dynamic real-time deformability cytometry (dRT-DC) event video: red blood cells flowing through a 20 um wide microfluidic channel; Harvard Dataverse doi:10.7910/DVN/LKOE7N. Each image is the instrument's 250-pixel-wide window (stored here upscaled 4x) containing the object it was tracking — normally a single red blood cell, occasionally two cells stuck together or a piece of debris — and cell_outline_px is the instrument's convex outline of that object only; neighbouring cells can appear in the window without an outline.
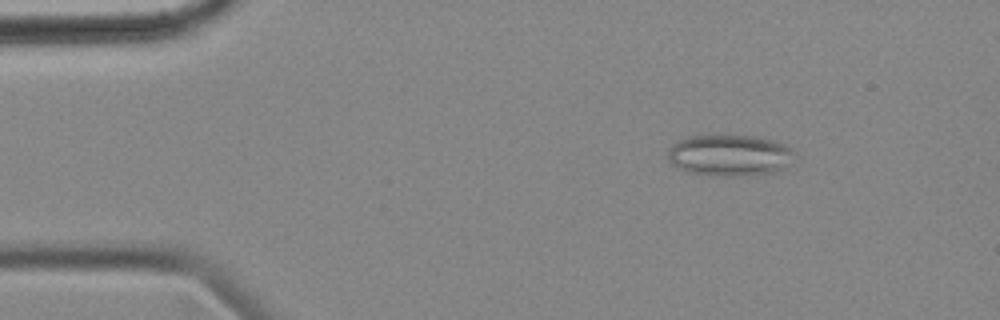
{"species": "common noctule bat (a hibernating species)", "species_latin": "Nyctalus noctula", "temperature_condition": "cold", "stored_images_in_passage": 51, "camera_frame_rate_fps": 3000, "um_per_image_px": 0.085, "animal": {"sex": "female", "body_mass_g": 18.4}, "frame": {"image": 1, "passage_image": 3, "time_ms": 0.667, "image_size_px": [1000, 320], "cell_outline_px": [[796, 152], [784, 168], [780, 172], [748, 176], [724, 176], [692, 172], [672, 164], [668, 160], [668, 152], [672, 144], [688, 136], [716, 132], [728, 132], [752, 136], [772, 140], [784, 144]], "centroid_in_image_um": [62.03, 13.15], "position_along_channel_um": 23.0, "area_um2": 31.39}}
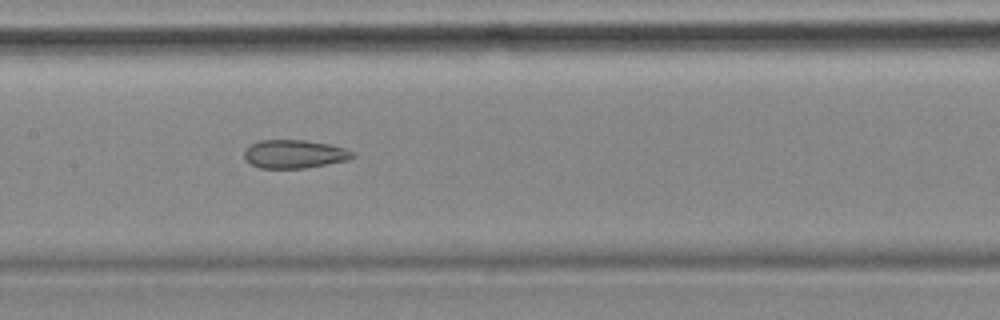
{"frame": {"image": 2, "passage_image": 22, "time_ms": 7.0, "image_size_px": [1000, 320], "cell_outline_px": [[356, 156], [348, 160], [304, 168], [260, 168], [252, 164], [244, 156], [244, 152], [252, 144], [260, 140], [304, 140], [328, 144], [344, 148], [352, 152]], "centroid_in_image_um": [25.04, 13.09], "position_along_channel_um": 182.4, "area_um2": 17.63}}
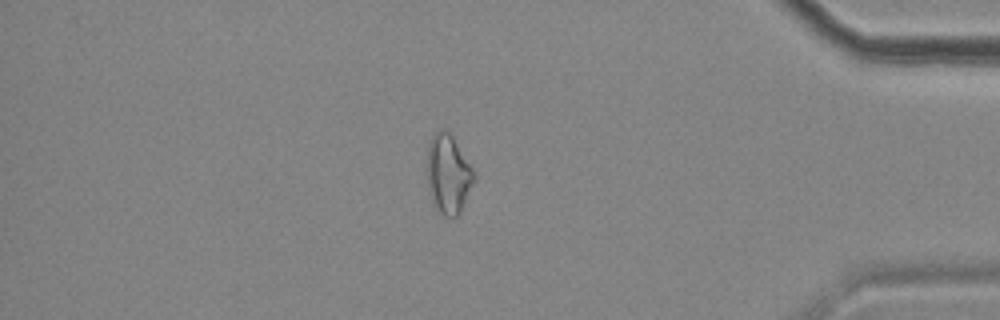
{"frame": {"image": 3, "passage_image": 43, "time_ms": 14.0, "image_size_px": [1000, 320], "cell_outline_px": [[476, 176], [460, 212], [456, 216], [444, 216], [436, 212], [432, 204], [428, 192], [428, 144], [432, 136], [436, 132], [444, 128], [452, 136], [472, 168]], "centroid_in_image_um": [38.08, 14.84], "position_along_channel_um": 397.1, "area_um2": 21.44}, "authors_computed_cell_mechanics": {"area_um2": 19.941, "velocity_mm_per_s": 3.5758, "shape_relaxation_time_tau1_ms": null, "shape_relaxation_time_tau2_ms": 4.1144, "deformation_change_tau1": null, "deformation_change_tau2": 0.126}}